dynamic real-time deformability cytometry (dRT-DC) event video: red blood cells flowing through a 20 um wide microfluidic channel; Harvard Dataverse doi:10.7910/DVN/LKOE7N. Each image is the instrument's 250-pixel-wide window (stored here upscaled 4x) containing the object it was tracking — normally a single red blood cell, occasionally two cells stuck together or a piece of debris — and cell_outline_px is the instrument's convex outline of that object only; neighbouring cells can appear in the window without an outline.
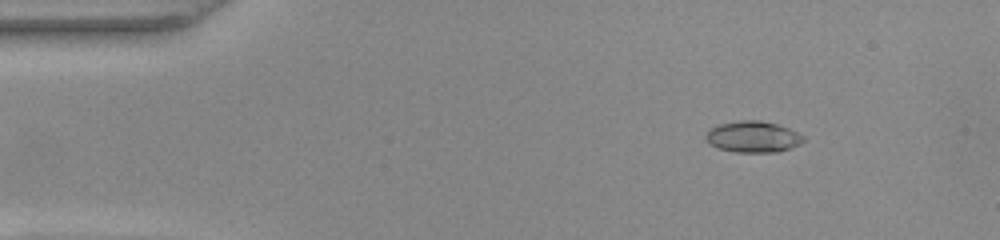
{"species": "common noctule bat (a hibernating species)", "species_latin": "Nyctalus noctula", "temperature_condition": "warm", "stored_images_in_passage": 50, "camera_frame_rate_fps": 3000, "um_per_image_px": 0.085, "animal": {"sex": "female", "body_mass_g": 22.0, "forearm_length_mm": 56.7}, "frame": {"image": 1, "passage_image": 6, "time_ms": 1.667, "image_size_px": [1000, 240], "cell_outline_px": [[804, 140], [800, 144], [792, 148], [776, 152], [732, 152], [716, 148], [708, 144], [704, 136], [708, 128], [720, 124], [740, 120], [760, 120], [776, 124], [788, 128], [804, 136]], "centroid_in_image_um": [63.95, 11.63], "position_along_channel_um": 21.0, "area_um2": 18.03}}
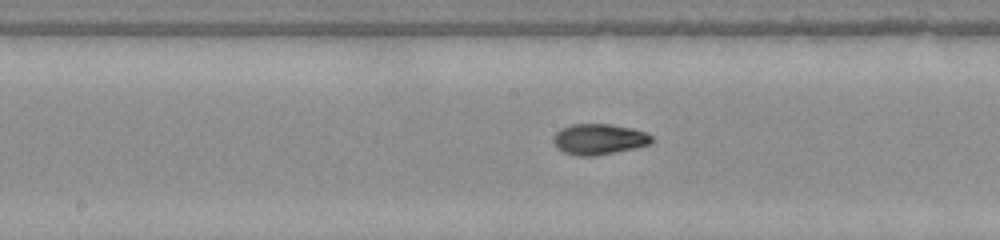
{"frame": {"image": 2, "passage_image": 25, "time_ms": 8.0, "image_size_px": [1000, 240], "cell_outline_px": [[652, 140], [648, 144], [636, 148], [596, 156], [576, 156], [564, 152], [556, 148], [552, 140], [556, 132], [560, 128], [572, 124], [608, 124], [632, 128], [644, 132], [652, 136]], "centroid_in_image_um": [50.86, 11.84], "position_along_channel_um": 197.3, "area_um2": 17.69}}
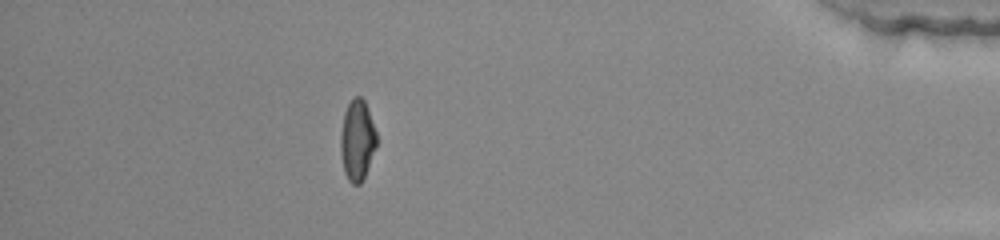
{"frame": {"image": 3, "passage_image": 44, "time_ms": 14.333, "image_size_px": [1000, 240], "cell_outline_px": [[376, 144], [364, 176], [360, 184], [352, 184], [348, 180], [344, 172], [340, 152], [340, 132], [344, 112], [348, 104], [356, 96], [360, 96], [364, 100], [376, 132]], "centroid_in_image_um": [30.33, 11.92], "position_along_channel_um": 404.9, "area_um2": 16.65}, "authors_computed_cell_mechanics": {"area_um2": 17.1666, "velocity_mm_per_s": 4.072, "shape_relaxation_time_tau1_ms": 6.6767, "shape_relaxation_time_tau2_ms": 1.6702, "deformation_change_tau1": 0.2425, "deformation_change_tau2": 0.0606}}